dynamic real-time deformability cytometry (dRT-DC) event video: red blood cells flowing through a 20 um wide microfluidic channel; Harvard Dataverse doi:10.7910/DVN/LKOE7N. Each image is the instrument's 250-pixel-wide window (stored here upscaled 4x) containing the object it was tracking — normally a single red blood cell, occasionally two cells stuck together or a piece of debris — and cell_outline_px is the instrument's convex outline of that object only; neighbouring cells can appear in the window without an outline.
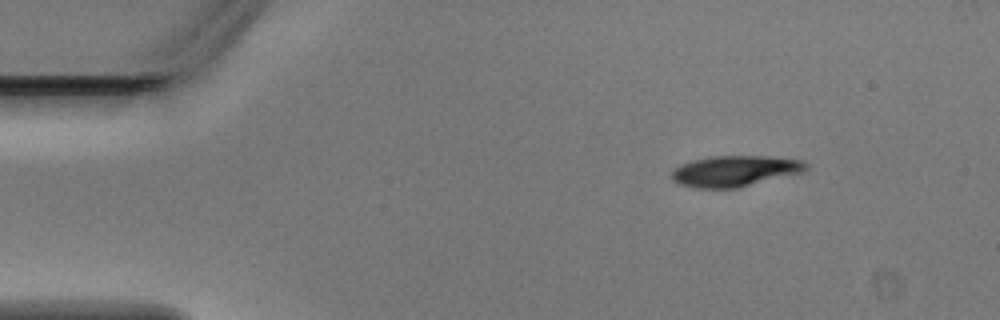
{"species": "Egyptian fruit bat (a non-hibernating species)", "species_latin": "Rousettus aegyptiacus", "temperature_condition": "warm", "stored_images_in_passage": 5, "camera_frame_rate_fps": 3000, "um_per_image_px": 0.085, "animal": {"sex": "male"}, "frame": {"image": 1, "passage_image": 1, "time_ms": 0.0, "image_size_px": [1000, 320], "cell_outline_px": [[808, 168], [804, 172], [740, 188], [696, 188], [680, 184], [672, 180], [672, 172], [680, 164], [692, 160], [712, 156], [772, 156], [800, 160], [808, 164]], "centroid_in_image_um": [62.5, 14.54], "position_along_channel_um": 22.5, "area_um2": 24.39}}
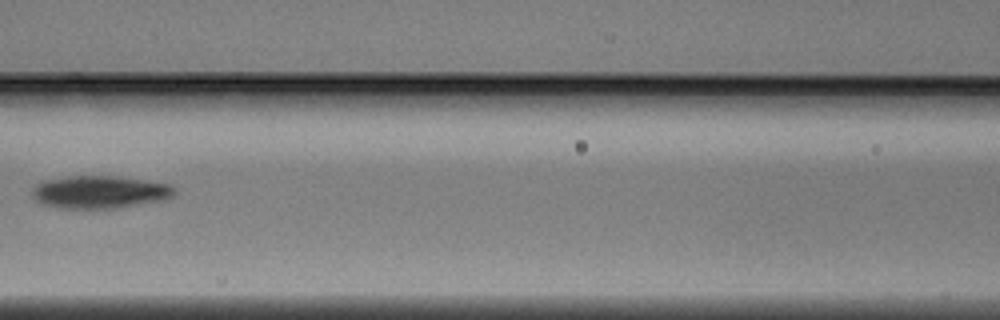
{"frame": {"image": 2, "passage_image": 5, "time_ms": 1.333, "image_size_px": [1000, 320], "cell_outline_px": [[176, 192], [172, 196], [164, 200], [116, 208], [60, 208], [44, 204], [36, 200], [32, 196], [32, 188], [36, 184], [44, 180], [68, 176], [116, 176], [172, 184], [176, 188]], "centroid_in_image_um": [8.49, 16.31], "position_along_channel_um": 158.1, "area_um2": 27.17}}